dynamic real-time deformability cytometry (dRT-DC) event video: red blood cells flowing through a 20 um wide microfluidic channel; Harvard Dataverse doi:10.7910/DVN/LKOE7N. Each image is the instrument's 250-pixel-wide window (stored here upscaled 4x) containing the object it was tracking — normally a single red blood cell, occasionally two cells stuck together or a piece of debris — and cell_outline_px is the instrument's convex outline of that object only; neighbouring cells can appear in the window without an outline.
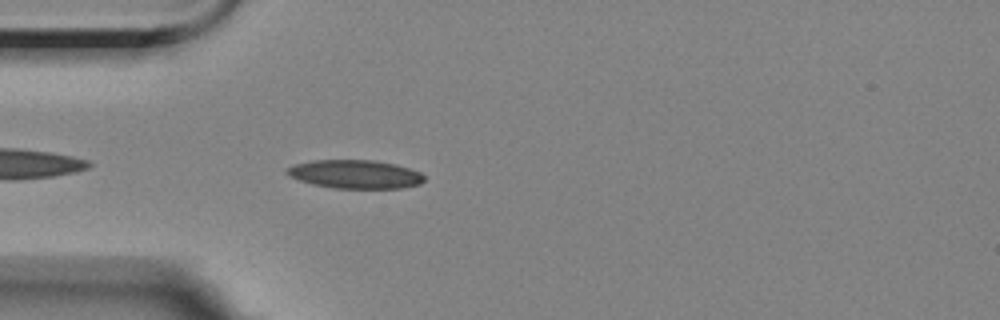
{"species": "Egyptian fruit bat (a non-hibernating species)", "species_latin": "Rousettus aegyptiacus", "temperature_condition": "room temperature", "stored_images_in_passage": 3, "camera_frame_rate_fps": 3000, "um_per_image_px": 0.085, "animal": {"sex": "female"}, "frame": {"image": 1, "passage_image": 3, "time_ms": 2.333, "image_size_px": [1000, 320], "cell_outline_px": [[424, 180], [420, 184], [404, 188], [336, 188], [312, 184], [300, 180], [284, 172], [284, 168], [292, 164], [312, 160], [376, 160], [396, 164], [420, 172], [424, 176]], "centroid_in_image_um": [30.17, 14.8], "position_along_channel_um": 54.8, "area_um2": 22.95}}